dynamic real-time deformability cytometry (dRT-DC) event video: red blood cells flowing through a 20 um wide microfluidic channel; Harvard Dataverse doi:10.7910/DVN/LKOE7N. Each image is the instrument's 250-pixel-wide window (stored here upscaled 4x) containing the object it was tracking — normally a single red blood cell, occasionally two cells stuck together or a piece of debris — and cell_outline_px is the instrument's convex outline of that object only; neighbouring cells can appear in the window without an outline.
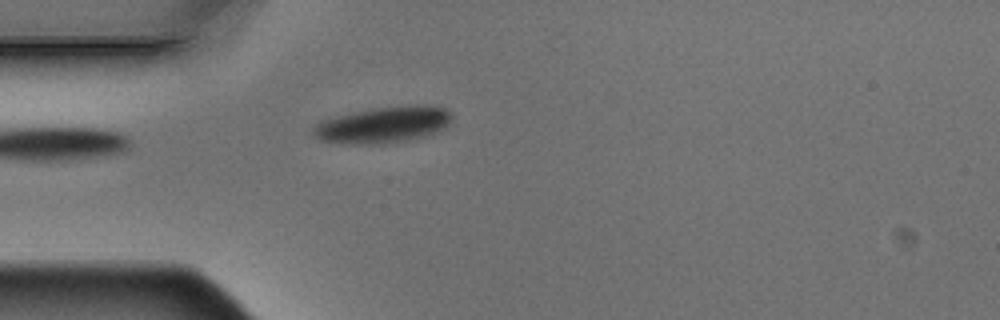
{"species": "Egyptian fruit bat (a non-hibernating species)", "species_latin": "Rousettus aegyptiacus", "temperature_condition": "warm", "stored_images_in_passage": 1, "camera_frame_rate_fps": 3000, "um_per_image_px": 0.085, "animal": {"sex": "male"}, "frame": {"image": 1, "passage_image": 1, "time_ms": 0.0, "image_size_px": [1000, 320], "cell_outline_px": [[452, 120], [444, 128], [436, 132], [412, 140], [388, 144], [340, 144], [320, 140], [312, 132], [312, 128], [320, 120], [352, 112], [372, 108], [408, 104], [428, 104], [444, 108], [452, 112]], "centroid_in_image_um": [32.6, 10.6], "position_along_channel_um": 52.4, "area_um2": 30.11}}